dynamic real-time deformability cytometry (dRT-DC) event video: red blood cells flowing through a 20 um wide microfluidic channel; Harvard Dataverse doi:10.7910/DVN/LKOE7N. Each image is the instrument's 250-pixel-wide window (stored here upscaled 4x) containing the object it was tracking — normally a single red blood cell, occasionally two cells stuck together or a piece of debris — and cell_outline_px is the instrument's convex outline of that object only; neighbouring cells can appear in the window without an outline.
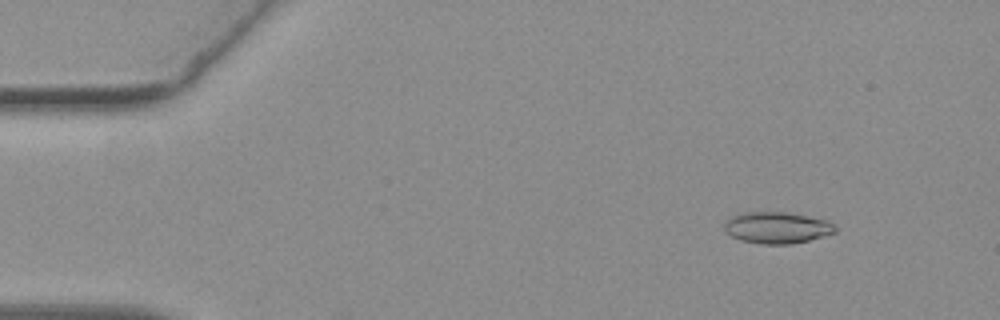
{"species": "common noctule bat (a hibernating species)", "species_latin": "Nyctalus noctula", "temperature_condition": "warm", "stored_images_in_passage": 54, "camera_frame_rate_fps": 3000, "um_per_image_px": 0.085, "animal": {"sex": "female", "body_mass_g": 19.3, "forearm_length_mm": 54.1}, "frame": {"image": 1, "passage_image": 6, "time_ms": 1.667, "image_size_px": [1000, 320], "cell_outline_px": [[836, 232], [808, 240], [792, 244], [764, 244], [740, 240], [724, 232], [724, 224], [732, 216], [740, 212], [788, 212], [828, 220], [836, 228]], "centroid_in_image_um": [66.02, 19.34], "position_along_channel_um": 19.0, "area_um2": 20.35}}
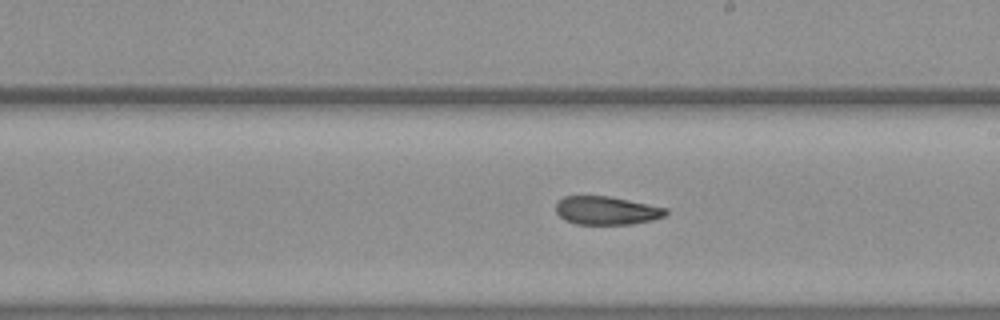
{"frame": {"image": 2, "passage_image": 31, "time_ms": 10.0, "image_size_px": [1000, 320], "cell_outline_px": [[668, 212], [664, 216], [652, 220], [632, 224], [576, 224], [564, 220], [556, 212], [556, 204], [564, 196], [608, 196], [668, 208]], "centroid_in_image_um": [51.56, 17.9], "position_along_channel_um": 237.4, "area_um2": 18.09}}
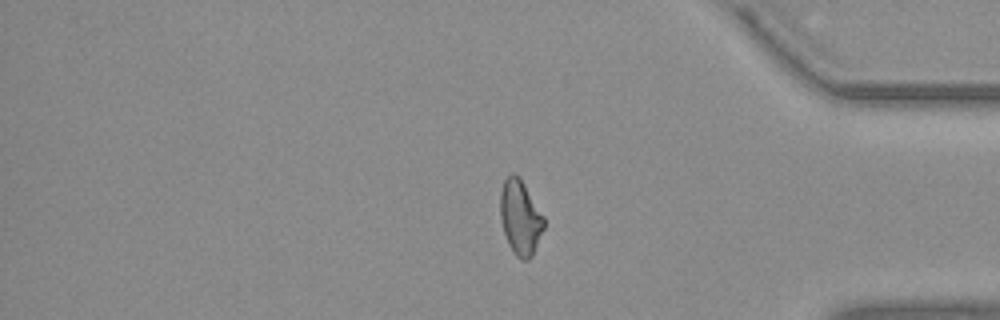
{"frame": {"image": 3, "passage_image": 45, "time_ms": 14.667, "image_size_px": [1000, 320], "cell_outline_px": [[544, 228], [532, 256], [528, 260], [520, 260], [512, 252], [508, 244], [504, 232], [500, 216], [500, 192], [504, 180], [512, 172], [516, 172], [524, 184], [544, 216]], "centroid_in_image_um": [44.21, 18.49], "position_along_channel_um": 391.0, "area_um2": 19.07}, "authors_computed_cell_mechanics": {"area_um2": 19.3341, "velocity_mm_per_s": 3.7865, "shape_relaxation_time_tau1_ms": null, "shape_relaxation_time_tau2_ms": 5.1343, "deformation_change_tau1": null, "deformation_change_tau2": 0.1397}}